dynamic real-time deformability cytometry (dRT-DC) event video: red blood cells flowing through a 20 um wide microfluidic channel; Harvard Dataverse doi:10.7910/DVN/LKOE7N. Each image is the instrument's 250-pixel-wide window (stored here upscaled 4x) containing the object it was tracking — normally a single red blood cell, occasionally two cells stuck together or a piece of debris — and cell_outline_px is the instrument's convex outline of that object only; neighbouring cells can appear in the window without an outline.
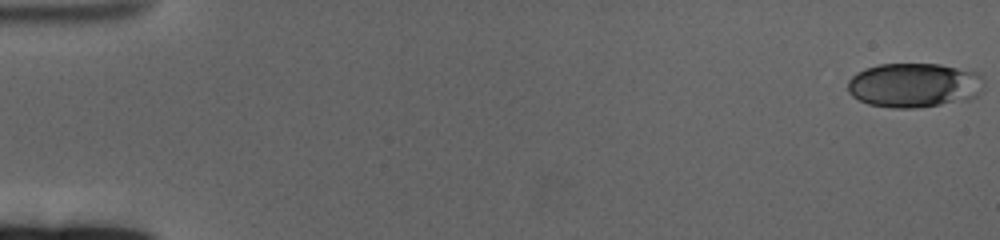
{"species": "human", "species_latin": "Homo sapiens", "temperature_condition": "cold", "stored_images_in_passage": 61, "camera_frame_rate_fps": 3000, "um_per_image_px": 0.085, "donor": {"sex": "female"}, "frame": {"image": 1, "passage_image": 1, "time_ms": 0.0, "image_size_px": [1000, 240], "cell_outline_px": [[984, 88], [976, 96], [968, 100], [916, 108], [892, 108], [868, 104], [852, 96], [848, 92], [848, 80], [856, 72], [864, 68], [880, 64], [940, 64], [976, 72], [984, 76]], "centroid_in_image_um": [77.71, 7.24], "position_along_channel_um": 7.3, "area_um2": 35.66}}
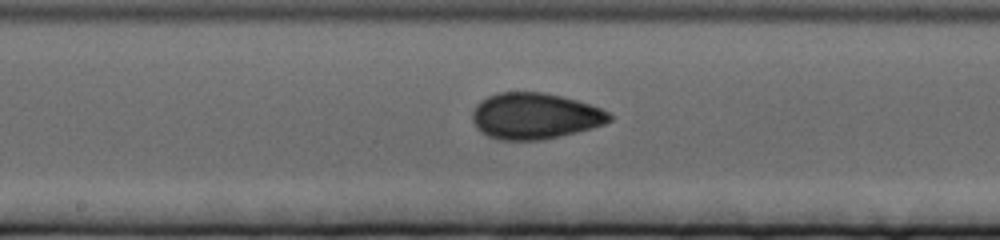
{"frame": {"image": 2, "passage_image": 33, "time_ms": 10.667, "image_size_px": [1000, 240], "cell_outline_px": [[612, 120], [604, 124], [592, 128], [544, 140], [500, 140], [488, 136], [480, 132], [476, 128], [472, 120], [472, 112], [476, 104], [480, 100], [496, 92], [544, 92], [576, 100], [600, 108], [608, 112], [612, 116]], "centroid_in_image_um": [45.43, 9.86], "position_along_channel_um": 202.8, "area_um2": 37.05}}
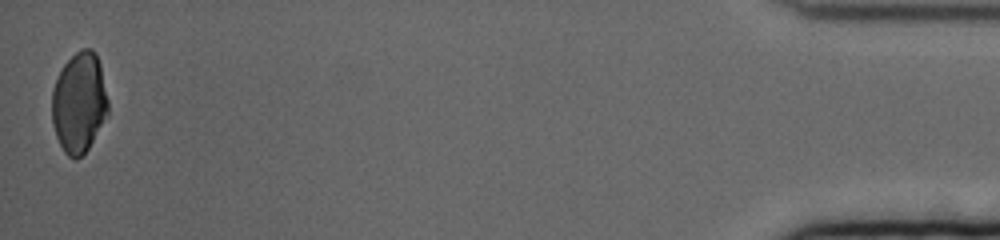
{"frame": {"image": 3, "passage_image": 61, "time_ms": 20.0, "image_size_px": [1000, 240], "cell_outline_px": [[108, 116], [88, 148], [76, 160], [68, 156], [64, 152], [56, 136], [52, 124], [52, 88], [64, 64], [80, 48], [92, 48], [96, 52], [100, 64], [108, 100]], "centroid_in_image_um": [6.73, 8.72], "position_along_channel_um": 428.5, "area_um2": 33.0}, "authors_computed_cell_mechanics": {"area_um2": 35.258, "velocity_mm_per_s": 3.337, "shape_relaxation_time_tau1_ms": 6.3468, "shape_relaxation_time_tau2_ms": 1.4312, "deformation_change_tau1": 0.1525, "deformation_change_tau2": 0.0522}}